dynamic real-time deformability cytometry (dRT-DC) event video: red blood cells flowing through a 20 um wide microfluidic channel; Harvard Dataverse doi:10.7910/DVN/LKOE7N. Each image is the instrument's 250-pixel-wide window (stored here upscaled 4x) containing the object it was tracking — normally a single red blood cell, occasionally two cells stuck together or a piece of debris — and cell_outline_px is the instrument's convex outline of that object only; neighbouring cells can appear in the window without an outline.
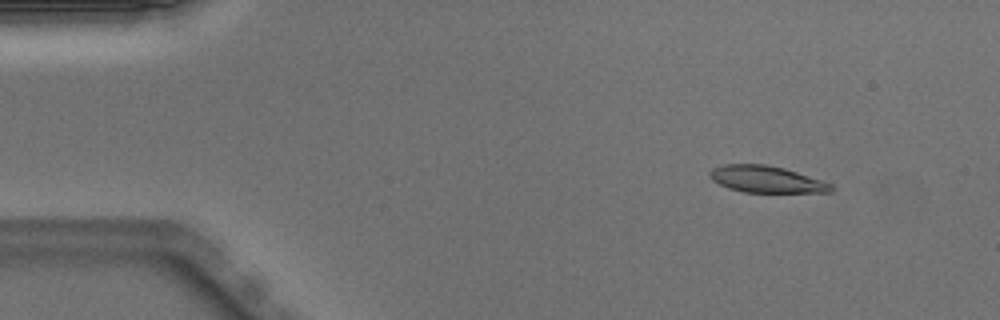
{"species": "Egyptian fruit bat (a non-hibernating species)", "species_latin": "Rousettus aegyptiacus", "temperature_condition": "warm", "stored_images_in_passage": 50, "camera_frame_rate_fps": 3000, "um_per_image_px": 0.085, "animal": {"sex": "male"}, "frame": {"image": 1, "passage_image": 5, "time_ms": 1.333, "image_size_px": [1000, 320], "cell_outline_px": [[836, 188], [832, 192], [744, 192], [728, 188], [712, 180], [708, 176], [708, 172], [712, 168], [724, 164], [764, 164], [784, 168], [832, 184]], "centroid_in_image_um": [65.11, 15.24], "position_along_channel_um": 19.9, "area_um2": 18.84}}
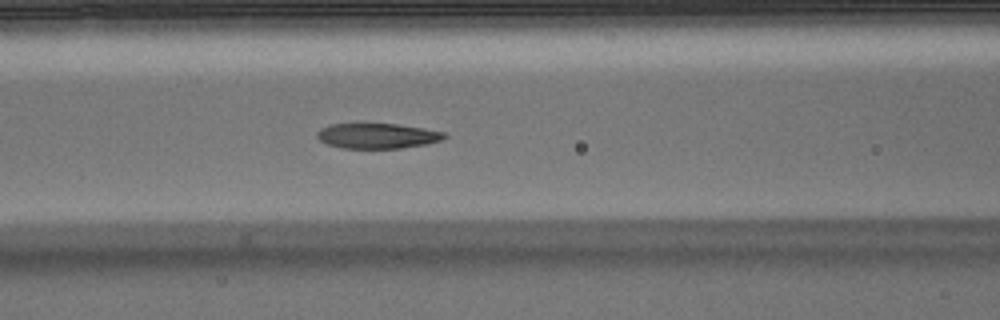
{"frame": {"image": 2, "passage_image": 20, "time_ms": 6.333, "image_size_px": [1000, 320], "cell_outline_px": [[448, 136], [440, 140], [428, 144], [400, 148], [340, 148], [328, 144], [320, 140], [316, 136], [316, 132], [320, 128], [328, 124], [360, 120], [396, 124], [424, 128], [444, 132]], "centroid_in_image_um": [31.99, 11.49], "position_along_channel_um": 134.6, "area_um2": 19.71}}
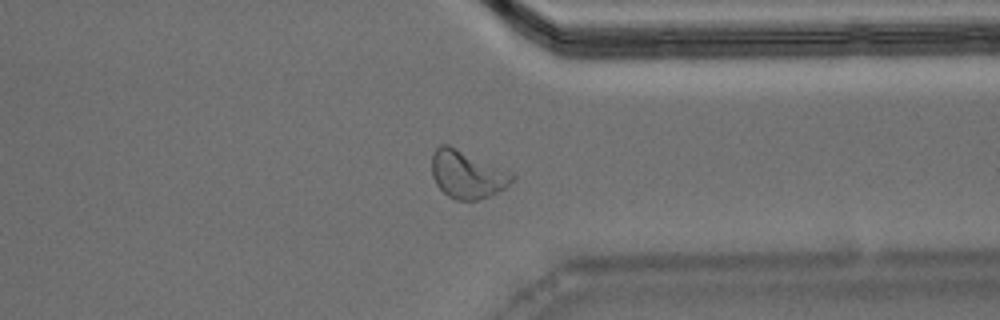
{"frame": {"image": 3, "passage_image": 38, "time_ms": 12.333, "image_size_px": [1000, 320], "cell_outline_px": [[516, 176], [504, 188], [488, 196], [476, 200], [456, 200], [448, 196], [436, 184], [432, 176], [432, 152], [440, 144], [448, 144]], "centroid_in_image_um": [39.63, 14.83], "position_along_channel_um": 371.8, "area_um2": 21.68}, "authors_computed_cell_mechanics": {"area_um2": 20.2878, "velocity_mm_per_s": 3.9875, "shape_relaxation_time_tau1_ms": 3.5776, "shape_relaxation_time_tau2_ms": 1.0873, "deformation_change_tau1": 0.1714, "deformation_change_tau2": 0.0715}}